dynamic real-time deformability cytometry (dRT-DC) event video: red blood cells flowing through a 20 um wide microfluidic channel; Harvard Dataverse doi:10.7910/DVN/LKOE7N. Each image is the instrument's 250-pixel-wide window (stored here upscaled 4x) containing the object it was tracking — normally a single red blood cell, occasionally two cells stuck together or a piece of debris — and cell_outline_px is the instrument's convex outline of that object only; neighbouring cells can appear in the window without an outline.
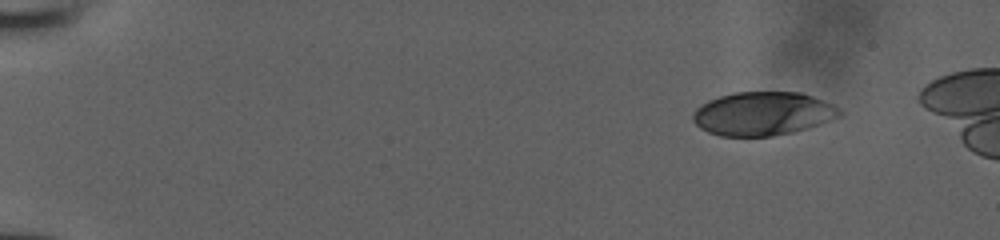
{"species": "human", "species_latin": "Homo sapiens", "temperature_condition": "room temperature", "stored_images_in_passage": 47, "camera_frame_rate_fps": 3000, "um_per_image_px": 0.085, "donor": {"sex": "male"}, "frame": {"image": 1, "passage_image": 1, "time_ms": 0.0, "image_size_px": [1000, 240], "cell_outline_px": [[844, 112], [840, 116], [820, 124], [808, 128], [792, 132], [772, 136], [720, 136], [708, 132], [700, 128], [692, 120], [692, 116], [696, 108], [708, 100], [720, 96], [736, 92], [800, 92], [824, 100], [840, 108]], "centroid_in_image_um": [64.85, 9.66], "position_along_channel_um": 20.2, "area_um2": 37.34}}
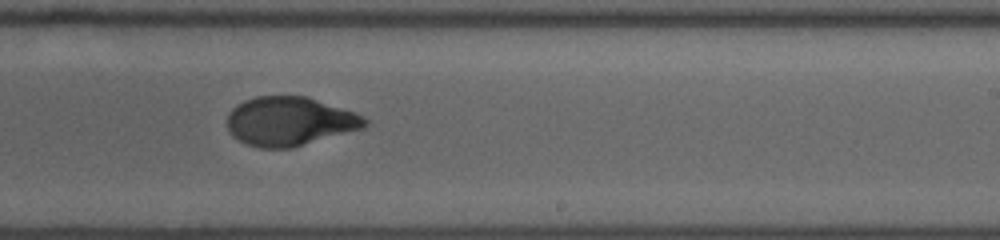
{"frame": {"image": 2, "passage_image": 29, "time_ms": 9.333, "image_size_px": [1000, 240], "cell_outline_px": [[368, 124], [364, 128], [292, 148], [260, 148], [248, 144], [232, 136], [228, 132], [228, 112], [236, 104], [244, 100], [256, 96], [308, 96], [356, 112], [364, 116], [368, 120]], "centroid_in_image_um": [24.64, 10.3], "position_along_channel_um": 264.4, "area_um2": 39.59}}
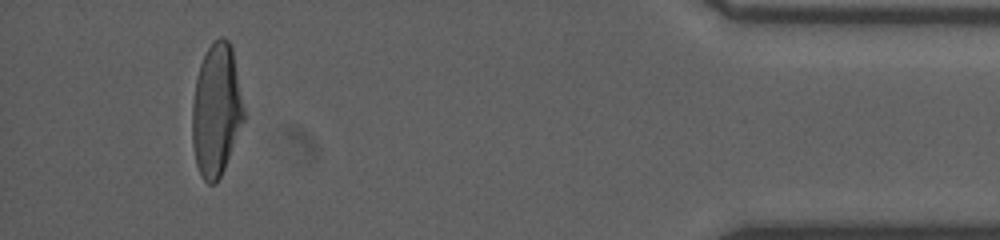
{"frame": {"image": 3, "passage_image": 44, "time_ms": 14.333, "image_size_px": [1000, 240], "cell_outline_px": [[244, 120], [224, 168], [220, 176], [212, 184], [208, 184], [200, 176], [196, 164], [192, 144], [192, 104], [196, 76], [200, 64], [208, 48], [220, 36], [224, 36], [228, 40], [232, 48], [244, 108]], "centroid_in_image_um": [18.37, 9.36], "position_along_channel_um": 416.8, "area_um2": 39.59}}